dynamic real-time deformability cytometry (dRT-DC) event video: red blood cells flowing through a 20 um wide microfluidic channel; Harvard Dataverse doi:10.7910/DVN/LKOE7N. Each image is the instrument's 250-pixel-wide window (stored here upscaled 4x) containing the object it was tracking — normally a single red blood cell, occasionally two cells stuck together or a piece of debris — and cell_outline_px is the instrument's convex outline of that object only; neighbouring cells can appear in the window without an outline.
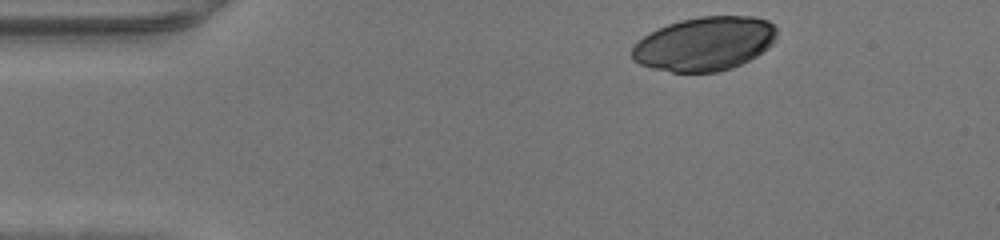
{"species": "human", "species_latin": "Homo sapiens", "temperature_condition": "warm", "stored_images_in_passage": 41, "camera_frame_rate_fps": 3000, "um_per_image_px": 0.085, "donor": {"sex": "male"}, "frame": {"image": 1, "passage_image": 1, "time_ms": 0.0, "image_size_px": [1000, 240], "cell_outline_px": [[776, 40], [768, 48], [756, 56], [732, 68], [716, 72], [672, 72], [652, 68], [640, 64], [632, 60], [632, 48], [644, 36], [668, 24], [680, 20], [700, 16], [752, 16], [768, 20], [776, 28]], "centroid_in_image_um": [59.91, 3.72], "position_along_channel_um": 25.1, "area_um2": 45.37}}
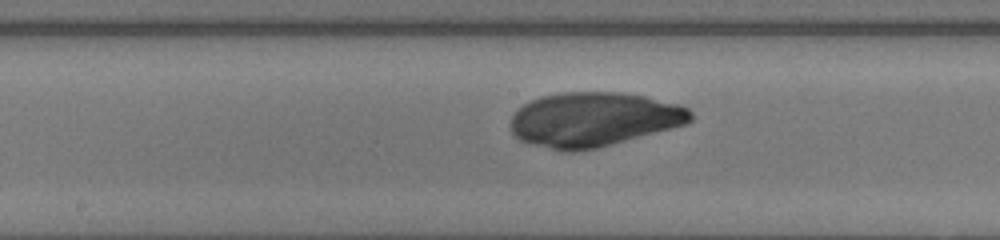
{"frame": {"image": 2, "passage_image": 18, "time_ms": 5.667, "image_size_px": [1000, 240], "cell_outline_px": [[692, 120], [688, 124], [596, 148], [572, 152], [560, 152], [520, 140], [512, 132], [508, 124], [512, 116], [524, 104], [540, 96], [560, 92], [624, 92], [644, 96], [680, 104], [688, 108], [692, 112]], "centroid_in_image_um": [50.46, 10.15], "position_along_channel_um": 197.7, "area_um2": 57.28}}
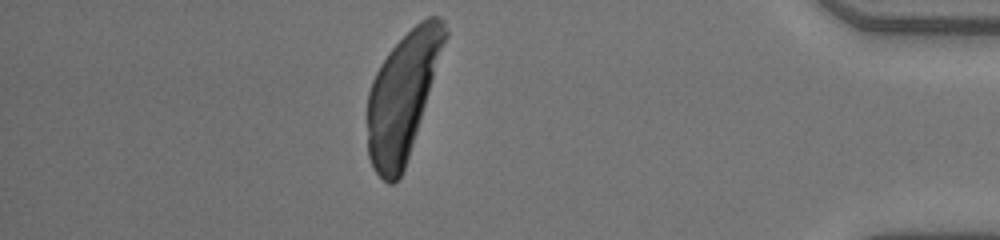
{"frame": {"image": 3, "passage_image": 35, "time_ms": 11.333, "image_size_px": [1000, 240], "cell_outline_px": [[448, 36], [404, 168], [400, 176], [392, 184], [388, 184], [372, 168], [368, 156], [368, 92], [372, 80], [380, 64], [388, 52], [420, 20], [428, 16], [440, 16], [444, 20], [448, 28]], "centroid_in_image_um": [34.23, 8.11], "position_along_channel_um": 401.0, "area_um2": 56.18}}